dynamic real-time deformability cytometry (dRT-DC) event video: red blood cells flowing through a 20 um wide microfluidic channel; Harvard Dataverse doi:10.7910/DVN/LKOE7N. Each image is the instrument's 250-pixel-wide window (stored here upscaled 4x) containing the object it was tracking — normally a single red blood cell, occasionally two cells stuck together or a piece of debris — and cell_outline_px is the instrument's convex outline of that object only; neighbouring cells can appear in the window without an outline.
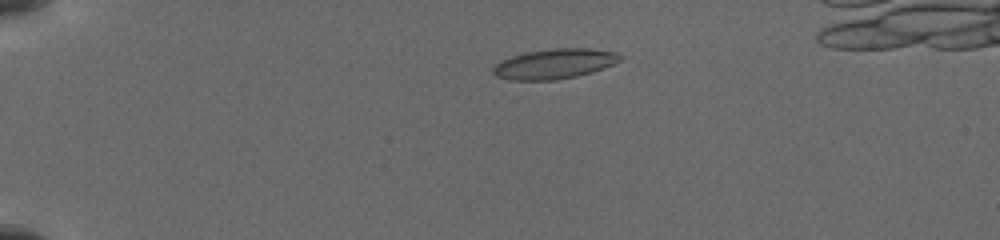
{"species": "common noctule bat (a hibernating species)", "species_latin": "Nyctalus noctula", "temperature_condition": "cold", "stored_images_in_passage": 28, "camera_frame_rate_fps": 3000, "um_per_image_px": 0.085, "animal": {"sex": "female", "body_mass_g": 19.5, "forearm_length_mm": 54.1}, "frame": {"image": 1, "passage_image": 5, "time_ms": 2.333, "image_size_px": [1000, 240], "cell_outline_px": [[624, 60], [604, 68], [592, 72], [576, 76], [556, 80], [508, 80], [496, 76], [492, 72], [492, 68], [496, 64], [512, 56], [524, 52], [552, 48], [592, 48], [616, 52], [624, 56]], "centroid_in_image_um": [47.18, 5.42], "position_along_channel_um": 37.8, "area_um2": 22.48}}
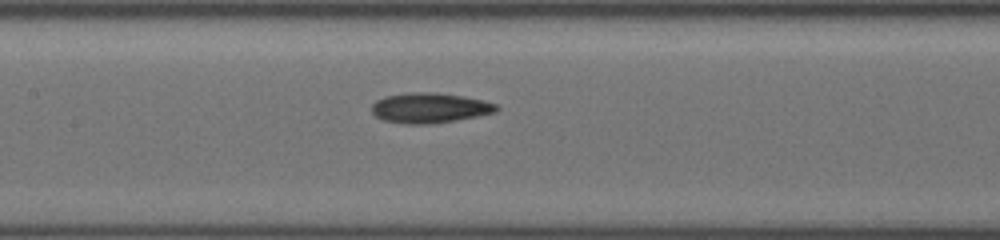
{"frame": {"image": 2, "passage_image": 18, "time_ms": 7.333, "image_size_px": [1000, 240], "cell_outline_px": [[500, 108], [496, 112], [480, 116], [456, 120], [428, 124], [404, 124], [384, 120], [376, 116], [372, 112], [372, 104], [376, 100], [384, 96], [408, 92], [436, 92], [464, 96], [484, 100], [496, 104]], "centroid_in_image_um": [36.54, 9.16], "position_along_channel_um": 170.9, "area_um2": 22.14}}
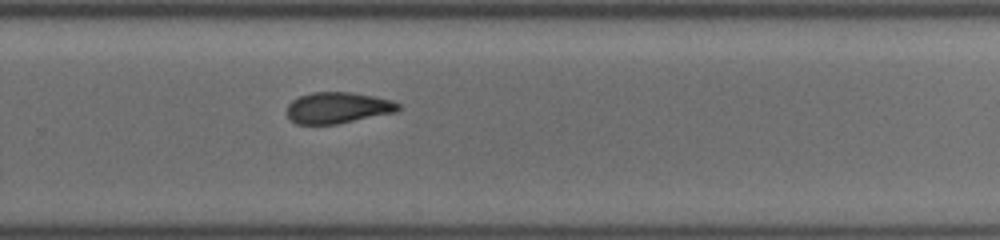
{"frame": {"image": 3, "passage_image": 28, "time_ms": 10.667, "image_size_px": [1000, 240], "cell_outline_px": [[400, 108], [396, 112], [336, 124], [296, 124], [288, 116], [288, 104], [292, 100], [300, 96], [312, 92], [348, 92], [372, 96], [392, 100], [400, 104]], "centroid_in_image_um": [28.71, 9.16], "position_along_channel_um": 301.1, "area_um2": 20.06}}